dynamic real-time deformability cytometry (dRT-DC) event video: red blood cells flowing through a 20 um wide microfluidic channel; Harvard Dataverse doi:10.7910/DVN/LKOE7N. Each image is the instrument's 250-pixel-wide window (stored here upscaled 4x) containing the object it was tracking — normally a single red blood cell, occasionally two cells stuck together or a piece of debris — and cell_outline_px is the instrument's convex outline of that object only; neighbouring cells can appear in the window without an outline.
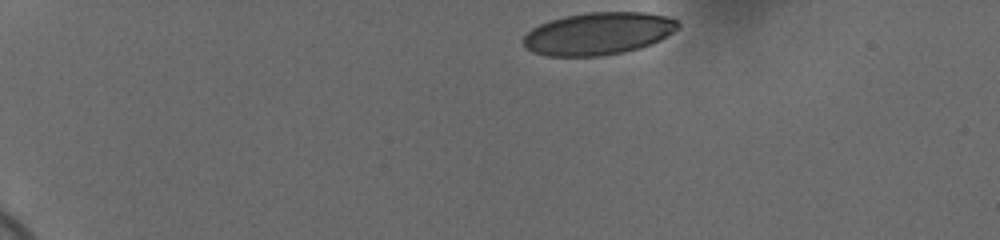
{"species": "human", "species_latin": "Homo sapiens", "temperature_condition": "cold", "stored_images_in_passage": 40, "camera_frame_rate_fps": 3000, "um_per_image_px": 0.085, "donor": {"sex": "female"}, "frame": {"image": 1, "passage_image": 1, "time_ms": 0.0, "image_size_px": [1000, 240], "cell_outline_px": [[680, 28], [660, 40], [652, 44], [640, 48], [624, 52], [600, 56], [544, 56], [532, 52], [524, 48], [520, 40], [532, 28], [540, 24], [564, 16], [584, 12], [644, 12], [668, 16], [676, 20], [680, 24]], "centroid_in_image_um": [50.84, 2.86], "position_along_channel_um": 34.2, "area_um2": 38.73}}
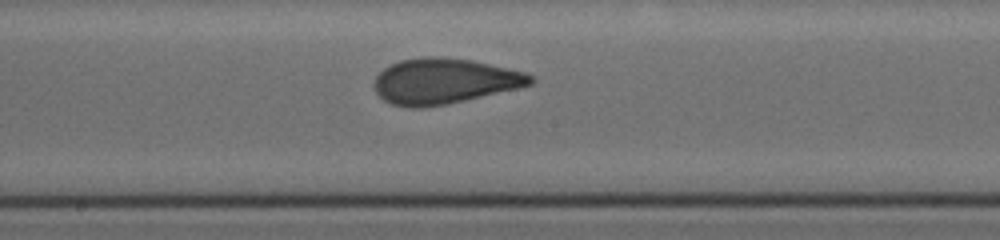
{"frame": {"image": 2, "passage_image": 23, "time_ms": 7.333, "image_size_px": [1000, 240], "cell_outline_px": [[536, 80], [532, 84], [516, 88], [464, 100], [424, 108], [412, 108], [392, 104], [384, 100], [376, 92], [372, 84], [376, 76], [384, 68], [400, 60], [424, 56], [440, 56], [472, 60], [524, 72], [536, 76]], "centroid_in_image_um": [37.74, 6.89], "position_along_channel_um": 210.5, "area_um2": 41.33}}
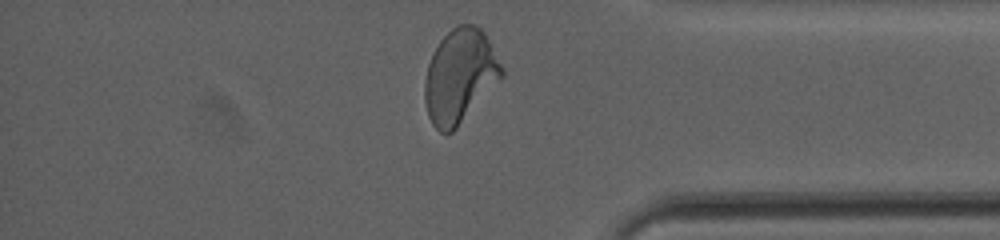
{"frame": {"image": 3, "passage_image": 39, "time_ms": 12.667, "image_size_px": [1000, 240], "cell_outline_px": [[504, 76], [456, 128], [452, 132], [440, 132], [432, 124], [428, 116], [424, 100], [424, 84], [428, 64], [432, 52], [440, 40], [452, 28], [460, 24], [476, 24], [484, 32], [504, 68]], "centroid_in_image_um": [39.08, 6.45], "position_along_channel_um": 396.1, "area_um2": 42.02}, "authors_computed_cell_mechanics": {"area_um2": 40.8935, "velocity_mm_per_s": 3.663, "shape_relaxation_time_tau1_ms": 6.5051, "shape_relaxation_time_tau2_ms": 0.782, "deformation_change_tau1": 0.1862, "deformation_change_tau2": 0.0803}}